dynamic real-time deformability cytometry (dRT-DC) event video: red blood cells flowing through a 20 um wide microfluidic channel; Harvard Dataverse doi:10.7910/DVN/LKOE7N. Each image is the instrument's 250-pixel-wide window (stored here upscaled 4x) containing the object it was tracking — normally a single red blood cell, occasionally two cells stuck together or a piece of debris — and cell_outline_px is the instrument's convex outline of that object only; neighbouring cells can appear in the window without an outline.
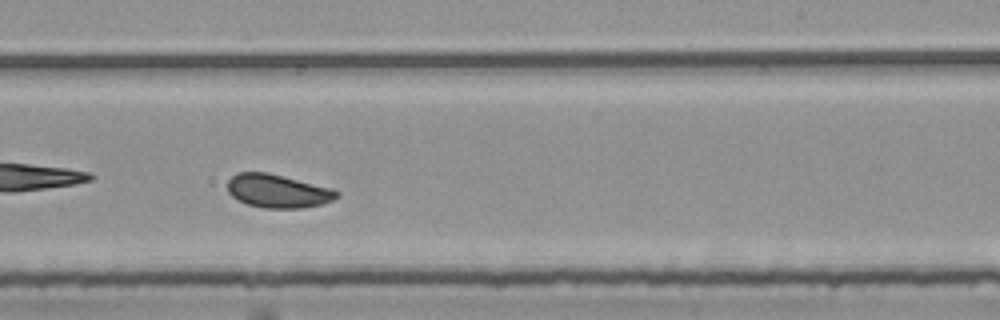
{"species": "common noctule bat (a hibernating species)", "species_latin": "Nyctalus noctula", "temperature_condition": "room temperature", "stored_images_in_passage": 29, "camera_frame_rate_fps": 3000, "um_per_image_px": 0.085, "animal": {"sex": "female", "body_mass_g": 25.1}, "frame": {"image": 1, "passage_image": 17, "time_ms": 5.333, "image_size_px": [1000, 320], "cell_outline_px": [[340, 196], [332, 200], [320, 204], [300, 208], [264, 208], [248, 204], [232, 196], [228, 192], [228, 180], [236, 172], [268, 172], [332, 188], [340, 192]], "centroid_in_image_um": [23.62, 16.23], "position_along_channel_um": 265.4, "area_um2": 21.21}}
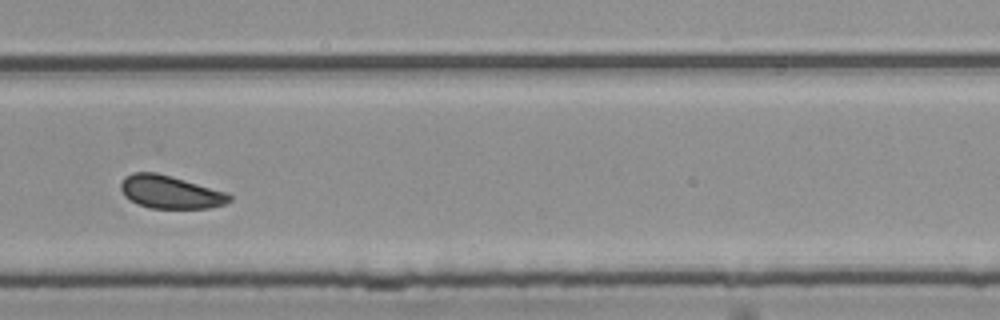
{"frame": {"image": 2, "passage_image": 21, "time_ms": 6.667, "image_size_px": [1000, 320], "cell_outline_px": [[232, 200], [224, 204], [208, 208], [148, 208], [136, 204], [124, 196], [120, 188], [120, 184], [124, 176], [132, 172], [156, 172], [172, 176], [228, 192], [232, 196]], "centroid_in_image_um": [14.46, 16.32], "position_along_channel_um": 315.3, "area_um2": 21.15}, "authors_computed_cell_mechanics": {"area_um2": 21.1548, "velocity_mm_per_s": 3.7386, "shape_relaxation_time_tau1_ms": null, "shape_relaxation_time_tau2_ms": 1.8605, "deformation_change_tau1": null, "deformation_change_tau2": 0.0719}}